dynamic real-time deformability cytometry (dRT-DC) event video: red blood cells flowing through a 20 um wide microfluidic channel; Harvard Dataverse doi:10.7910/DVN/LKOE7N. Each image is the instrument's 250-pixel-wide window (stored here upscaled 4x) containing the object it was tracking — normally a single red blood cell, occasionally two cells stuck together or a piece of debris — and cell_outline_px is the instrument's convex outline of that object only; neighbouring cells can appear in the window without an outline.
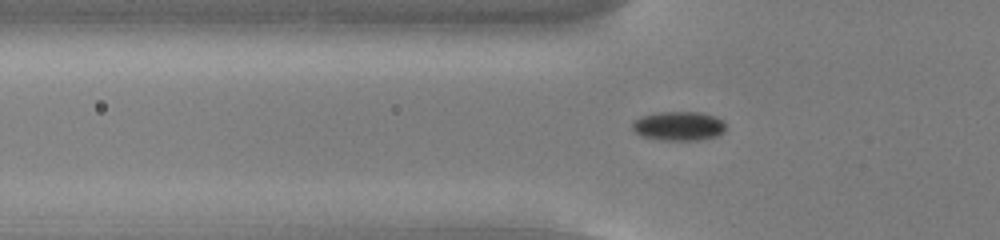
{"species": "common noctule bat (a hibernating species)", "species_latin": "Nyctalus noctula", "temperature_condition": "cold", "stored_images_in_passage": 53, "camera_frame_rate_fps": 3000, "um_per_image_px": 0.085, "animal": {"sex": "male", "body_mass_g": 13.0, "forearm_length_mm": 53.1}, "frame": {"image": 1, "passage_image": 17, "time_ms": 5.333, "image_size_px": [1000, 240], "cell_outline_px": [[724, 132], [716, 136], [700, 140], [664, 140], [640, 136], [632, 128], [632, 124], [640, 116], [660, 112], [700, 112], [716, 116], [724, 120]], "centroid_in_image_um": [57.71, 10.71], "position_along_channel_um": 68.1, "area_um2": 15.9}}
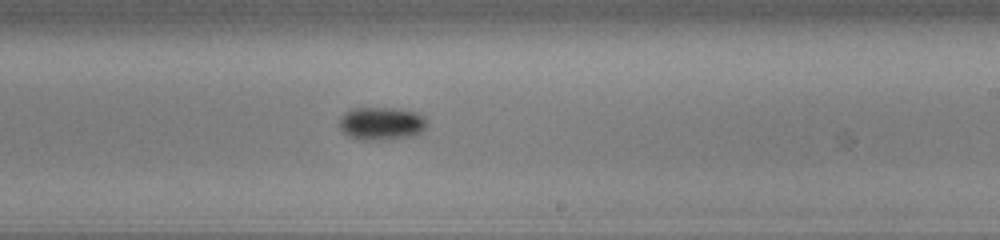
{"frame": {"image": 2, "passage_image": 32, "time_ms": 10.333, "image_size_px": [1000, 240], "cell_outline_px": [[428, 120], [424, 128], [416, 136], [392, 140], [360, 140], [348, 136], [340, 128], [340, 120], [344, 112], [352, 108], [392, 108], [416, 112], [424, 116]], "centroid_in_image_um": [32.44, 10.52], "position_along_channel_um": 256.6, "area_um2": 17.11}}
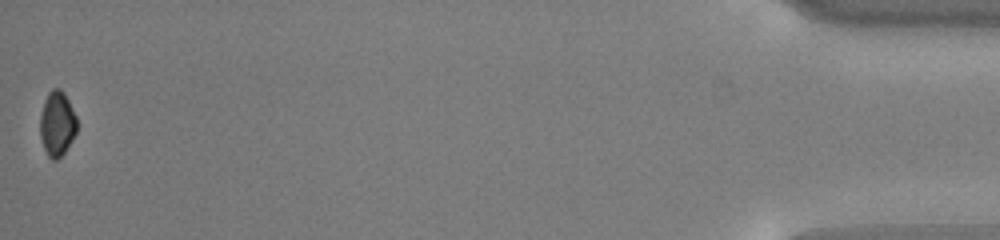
{"frame": {"image": 3, "passage_image": 53, "time_ms": 17.333, "image_size_px": [1000, 240], "cell_outline_px": [[76, 132], [72, 140], [64, 152], [56, 160], [52, 160], [48, 156], [44, 148], [40, 136], [40, 116], [44, 100], [48, 92], [52, 88], [60, 88], [64, 92], [76, 116]], "centroid_in_image_um": [4.84, 10.49], "position_along_channel_um": 430.4, "area_um2": 13.87}, "authors_computed_cell_mechanics": {"area_um2": 15.317, "velocity_mm_per_s": 3.7935, "shape_relaxation_time_tau1_ms": 0.9514, "shape_relaxation_time_tau2_ms": null, "deformation_change_tau1": 0.0807, "deformation_change_tau2": null}}